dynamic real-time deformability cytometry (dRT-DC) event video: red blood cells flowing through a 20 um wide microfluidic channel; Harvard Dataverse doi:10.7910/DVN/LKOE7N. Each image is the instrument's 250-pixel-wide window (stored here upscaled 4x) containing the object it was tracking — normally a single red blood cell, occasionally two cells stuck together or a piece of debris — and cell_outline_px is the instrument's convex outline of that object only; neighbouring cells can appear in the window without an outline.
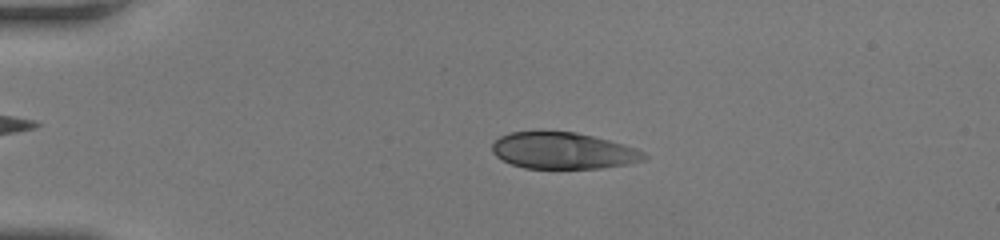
{"species": "human", "species_latin": "Homo sapiens", "temperature_condition": "room temperature", "stored_images_in_passage": 43, "camera_frame_rate_fps": 3000, "um_per_image_px": 0.085, "donor": {"sex": "female"}, "frame": {"image": 1, "passage_image": 5, "time_ms": 1.333, "image_size_px": [1000, 240], "cell_outline_px": [[648, 156], [644, 160], [628, 164], [600, 168], [524, 168], [512, 164], [496, 156], [492, 152], [492, 144], [500, 136], [512, 132], [576, 132], [608, 140], [636, 148], [644, 152]], "centroid_in_image_um": [47.88, 12.82], "position_along_channel_um": 37.1, "area_um2": 32.02}}
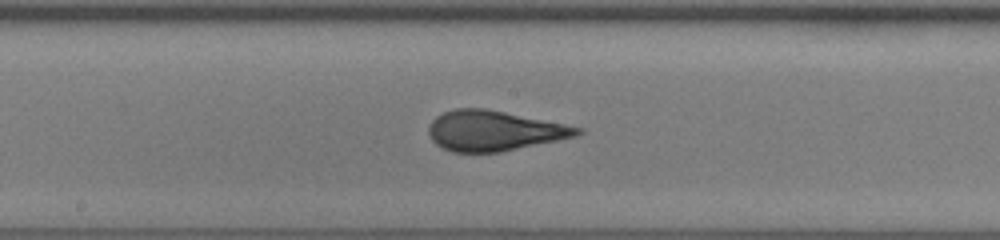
{"frame": {"image": 2, "passage_image": 21, "time_ms": 6.667, "image_size_px": [1000, 240], "cell_outline_px": [[584, 132], [576, 136], [500, 152], [452, 152], [436, 144], [432, 140], [428, 132], [428, 124], [436, 116], [444, 112], [456, 108], [484, 108], [584, 128]], "centroid_in_image_um": [41.96, 11.11], "position_along_channel_um": 206.2, "area_um2": 34.51}}
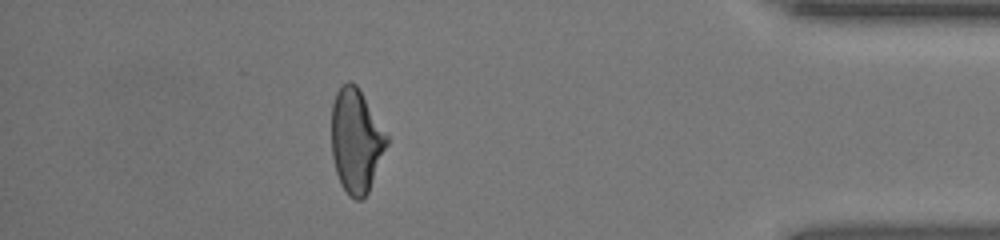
{"frame": {"image": 3, "passage_image": 38, "time_ms": 12.333, "image_size_px": [1000, 240], "cell_outline_px": [[388, 144], [368, 192], [360, 200], [356, 200], [348, 196], [340, 184], [336, 172], [332, 156], [332, 104], [336, 92], [340, 84], [348, 80], [352, 80], [356, 84], [388, 136]], "centroid_in_image_um": [30.25, 11.95], "position_along_channel_um": 405.0, "area_um2": 33.47}, "authors_computed_cell_mechanics": {"area_um2": 34.0442, "velocity_mm_per_s": 4.1769, "shape_relaxation_time_tau1_ms": 6.6961, "shape_relaxation_time_tau2_ms": null, "deformation_change_tau1": 0.2315, "deformation_change_tau2": null}}